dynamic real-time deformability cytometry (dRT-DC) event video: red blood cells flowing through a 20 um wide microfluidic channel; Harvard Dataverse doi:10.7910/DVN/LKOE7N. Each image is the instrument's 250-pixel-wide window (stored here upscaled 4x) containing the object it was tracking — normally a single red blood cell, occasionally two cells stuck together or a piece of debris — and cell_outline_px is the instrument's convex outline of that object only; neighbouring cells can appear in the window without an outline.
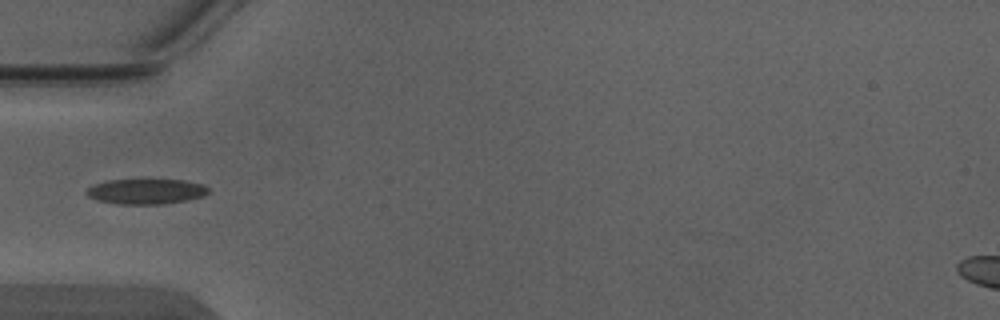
{"species": "Egyptian fruit bat (a non-hibernating species)", "species_latin": "Rousettus aegyptiacus", "temperature_condition": "warm", "stored_images_in_passage": 5, "segment_of_instrument_passage": [2, 2], "camera_frame_rate_fps": 3000, "um_per_image_px": 0.085, "animal": {"sex": "male"}, "frame": {"image": 1, "passage_image": 4, "time_ms": 1.0, "image_size_px": [1000, 320], "cell_outline_px": [[208, 192], [204, 196], [164, 204], [116, 204], [96, 200], [88, 196], [84, 192], [92, 184], [108, 180], [184, 180], [204, 184], [208, 188]], "centroid_in_image_um": [12.38, 16.27], "position_along_channel_um": 72.6, "area_um2": 17.98}}
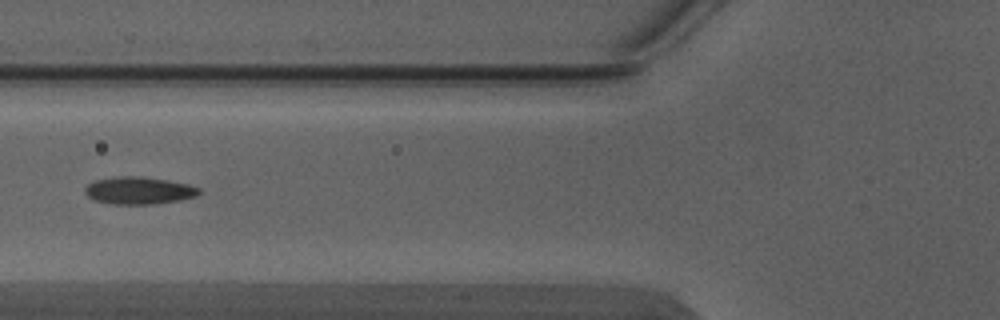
{"frame": {"image": 2, "passage_image": 5, "time_ms": 1.333, "image_size_px": [1000, 320], "cell_outline_px": [[200, 192], [196, 196], [180, 200], [152, 204], [112, 204], [96, 200], [88, 196], [84, 192], [84, 188], [88, 184], [96, 180], [120, 176], [140, 176], [168, 180], [188, 184], [200, 188]], "centroid_in_image_um": [11.81, 16.19], "position_along_channel_um": 114.0, "area_um2": 18.09}}